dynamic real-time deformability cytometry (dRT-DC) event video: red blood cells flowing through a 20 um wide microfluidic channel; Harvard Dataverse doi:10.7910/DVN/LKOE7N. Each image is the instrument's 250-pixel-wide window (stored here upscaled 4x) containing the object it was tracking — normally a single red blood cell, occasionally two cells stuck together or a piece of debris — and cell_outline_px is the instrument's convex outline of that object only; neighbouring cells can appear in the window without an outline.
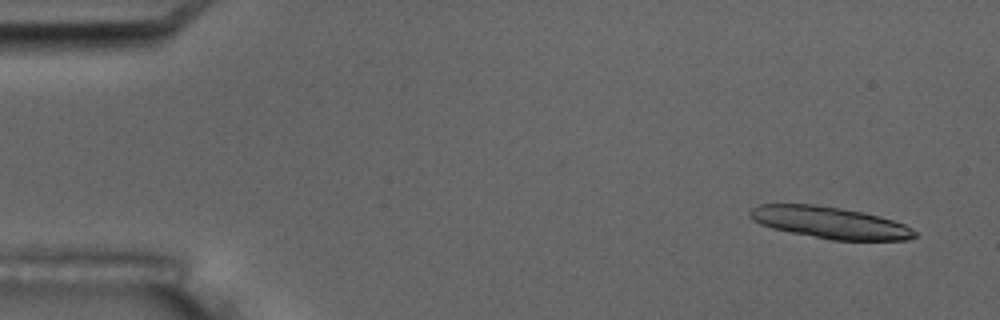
{"species": "common noctule bat (a hibernating species)", "species_latin": "Nyctalus noctula", "temperature_condition": "room temperature", "stored_images_in_passage": 5, "camera_frame_rate_fps": 3000, "um_per_image_px": 0.085, "animal": {"sex": "male", "body_mass_g": 17.5, "forearm_length_mm": 52.3}, "frame": {"image": 1, "passage_image": 1, "time_ms": 0.0, "image_size_px": [1000, 320], "cell_outline_px": [[916, 236], [908, 240], [832, 240], [772, 228], [760, 224], [752, 220], [748, 216], [748, 212], [752, 208], [760, 204], [812, 204], [840, 208], [864, 212], [880, 216], [904, 224], [912, 228], [916, 232]], "centroid_in_image_um": [70.53, 18.92], "position_along_channel_um": 14.5, "area_um2": 30.4}}